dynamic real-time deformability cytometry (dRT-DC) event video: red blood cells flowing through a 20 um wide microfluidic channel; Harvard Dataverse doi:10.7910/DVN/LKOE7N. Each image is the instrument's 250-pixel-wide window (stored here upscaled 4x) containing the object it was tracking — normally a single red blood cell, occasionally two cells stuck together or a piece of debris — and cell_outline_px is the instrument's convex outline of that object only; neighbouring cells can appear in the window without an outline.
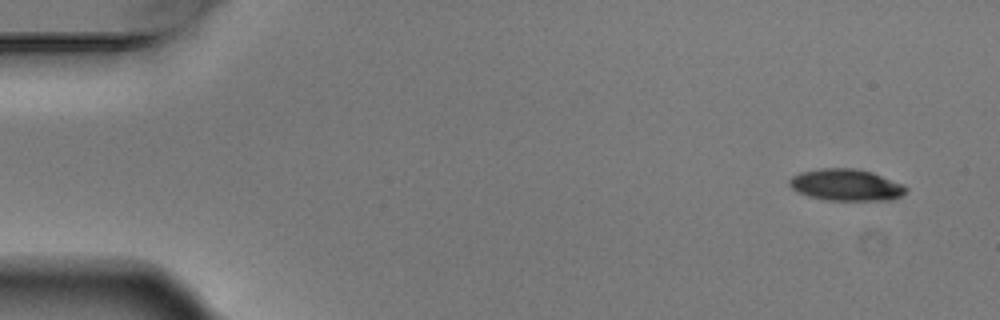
{"species": "Egyptian fruit bat (a non-hibernating species)", "species_latin": "Rousettus aegyptiacus", "temperature_condition": "warm", "stored_images_in_passage": 5, "camera_frame_rate_fps": 3000, "um_per_image_px": 0.085, "animal": {"sex": "male"}, "frame": {"image": 1, "passage_image": 1, "time_ms": 0.0, "image_size_px": [1000, 320], "cell_outline_px": [[908, 188], [900, 196], [888, 200], [828, 200], [808, 196], [792, 188], [788, 184], [788, 180], [792, 176], [800, 172], [820, 168], [856, 168], [872, 172], [900, 184]], "centroid_in_image_um": [71.86, 15.71], "position_along_channel_um": 13.1, "area_um2": 21.27}}